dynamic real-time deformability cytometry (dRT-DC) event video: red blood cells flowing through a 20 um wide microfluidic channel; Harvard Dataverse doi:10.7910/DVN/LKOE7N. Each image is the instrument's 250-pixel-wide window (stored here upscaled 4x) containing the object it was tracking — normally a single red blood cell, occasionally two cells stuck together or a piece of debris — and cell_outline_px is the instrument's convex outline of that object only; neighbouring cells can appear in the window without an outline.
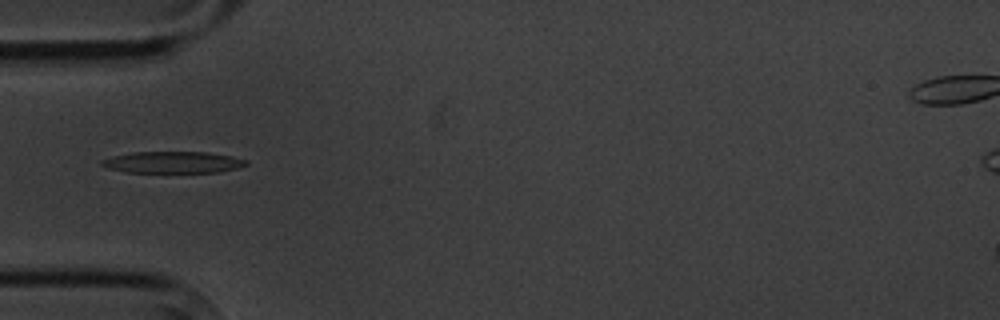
{"species": "common noctule bat (a hibernating species)", "species_latin": "Nyctalus noctula", "temperature_condition": "cold", "stored_images_in_passage": 9, "camera_frame_rate_fps": 3000, "um_per_image_px": 0.085, "animal": {"sex": "male", "body_mass_g": 20.1, "forearm_length_mm": 53.5}, "frame": {"image": 1, "passage_image": 1, "time_ms": 0.0, "image_size_px": [1000, 320], "cell_outline_px": [[248, 164], [236, 168], [220, 172], [124, 172], [108, 168], [100, 164], [100, 160], [112, 156], [132, 152], [208, 152], [232, 156], [248, 160]], "centroid_in_image_um": [14.69, 13.79], "position_along_channel_um": 70.3, "area_um2": 18.21}}
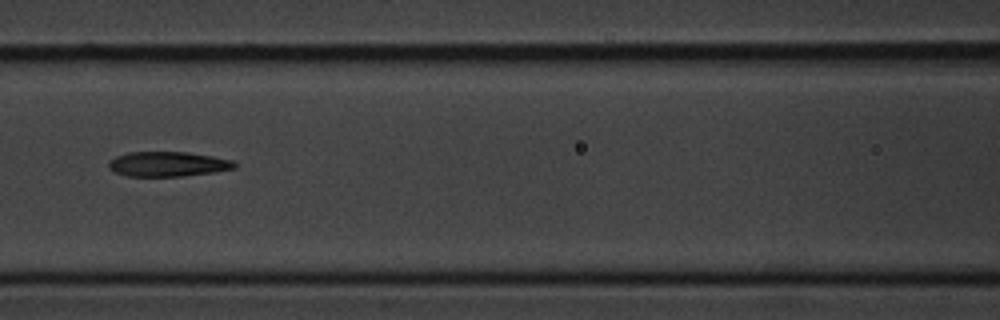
{"frame": {"image": 2, "passage_image": 3, "time_ms": 2.333, "image_size_px": [1000, 320], "cell_outline_px": [[236, 168], [212, 172], [184, 176], [128, 176], [116, 172], [108, 168], [108, 164], [116, 156], [128, 152], [188, 152], [212, 156], [232, 160], [236, 164]], "centroid_in_image_um": [14.27, 13.94], "position_along_channel_um": 152.3, "area_um2": 18.09}}
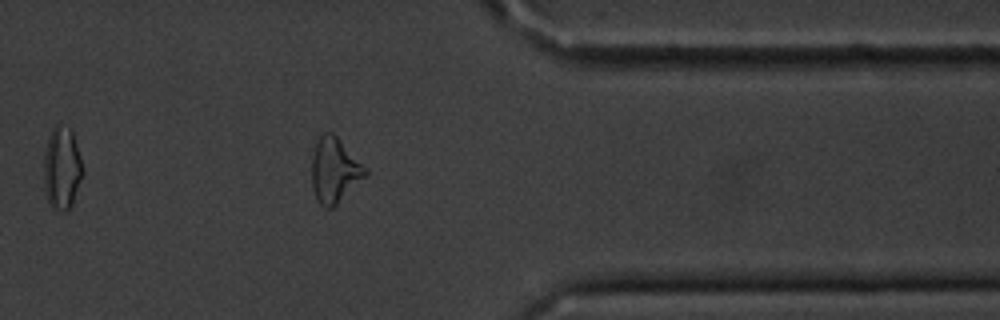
{"frame": {"image": 3, "passage_image": 9, "time_ms": 9.333, "image_size_px": [1000, 320], "cell_outline_px": [[368, 176], [332, 208], [324, 208], [320, 204], [312, 188], [312, 156], [316, 140], [324, 132], [332, 132], [368, 168]], "centroid_in_image_um": [28.46, 14.47], "position_along_channel_um": 382.9, "area_um2": 20.46}}